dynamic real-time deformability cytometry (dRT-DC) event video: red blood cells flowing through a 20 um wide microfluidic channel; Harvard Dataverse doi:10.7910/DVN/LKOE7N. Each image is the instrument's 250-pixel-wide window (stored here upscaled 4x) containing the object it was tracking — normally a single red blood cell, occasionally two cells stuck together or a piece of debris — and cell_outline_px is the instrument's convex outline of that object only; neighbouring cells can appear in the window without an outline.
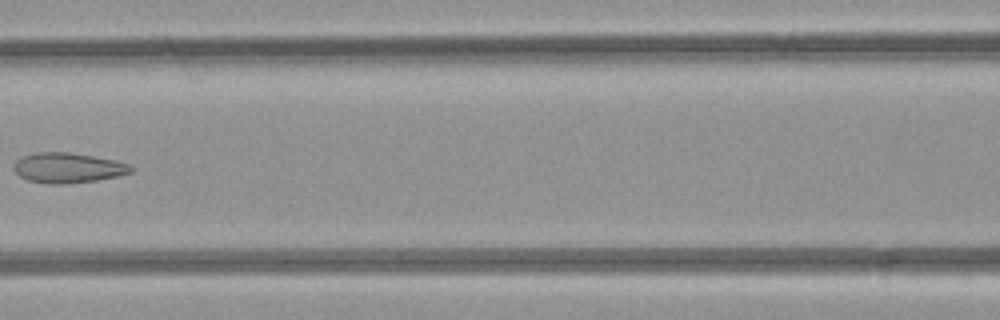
{"species": "common noctule bat (a hibernating species)", "species_latin": "Nyctalus noctula", "temperature_condition": "room temperature", "stored_images_in_passage": 3, "camera_frame_rate_fps": 3000, "um_per_image_px": 0.085, "animal": {"sex": "female", "body_mass_g": 21.9}, "frame": {"image": 1, "passage_image": 3, "time_ms": 2.333, "image_size_px": [1000, 320], "cell_outline_px": [[136, 168], [132, 172], [116, 176], [96, 180], [68, 184], [48, 184], [28, 180], [20, 176], [12, 168], [16, 160], [20, 156], [36, 152], [68, 152], [116, 160], [128, 164]], "centroid_in_image_um": [5.75, 14.26], "position_along_channel_um": 160.8, "area_um2": 20.69}}